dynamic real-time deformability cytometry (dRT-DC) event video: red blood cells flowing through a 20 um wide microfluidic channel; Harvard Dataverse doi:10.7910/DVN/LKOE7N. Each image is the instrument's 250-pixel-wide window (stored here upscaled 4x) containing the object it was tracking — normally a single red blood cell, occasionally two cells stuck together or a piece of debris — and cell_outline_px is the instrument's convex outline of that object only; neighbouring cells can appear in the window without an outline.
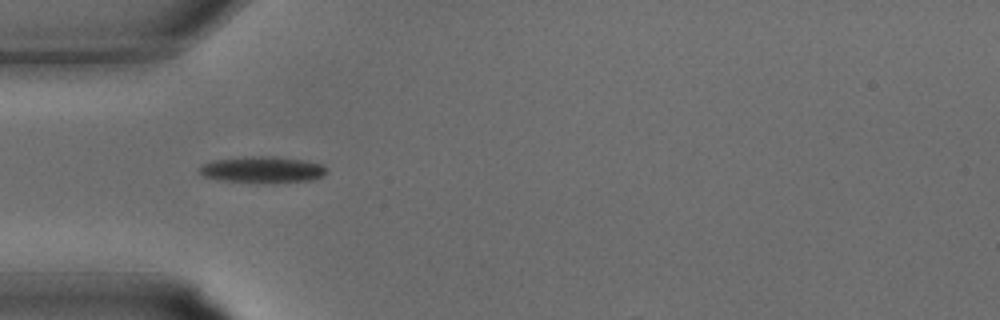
{"species": "common noctule bat (a hibernating species)", "species_latin": "Nyctalus noctula", "temperature_condition": "warm", "stored_images_in_passage": 3, "camera_frame_rate_fps": 3000, "um_per_image_px": 0.085, "animal": {"sex": "male", "body_mass_g": 15.6}, "frame": {"image": 1, "passage_image": 1, "time_ms": 0.0, "image_size_px": [1000, 320], "cell_outline_px": [[328, 172], [324, 176], [312, 180], [276, 184], [220, 180], [204, 176], [200, 172], [200, 164], [212, 160], [244, 156], [276, 156], [308, 160], [320, 164]], "centroid_in_image_um": [22.34, 14.42], "position_along_channel_um": 62.7, "area_um2": 20.11}}
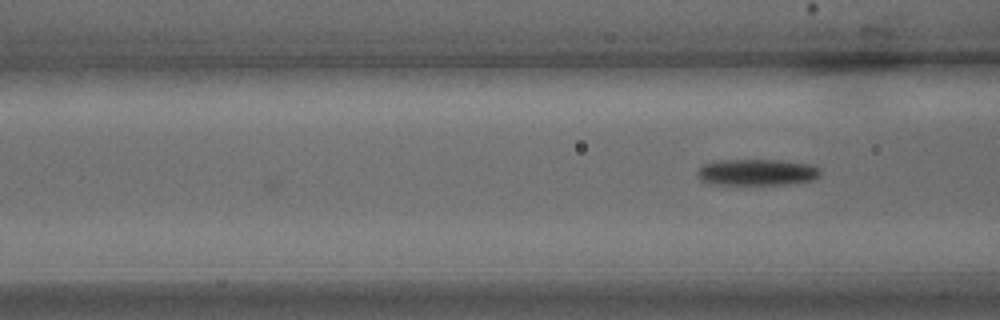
{"frame": {"image": 2, "passage_image": 3, "time_ms": 0.667, "image_size_px": [1000, 320], "cell_outline_px": [[820, 176], [812, 180], [788, 184], [716, 184], [700, 180], [696, 176], [696, 172], [704, 164], [720, 160], [776, 160], [812, 164], [820, 168]], "centroid_in_image_um": [64.35, 14.64], "position_along_channel_um": 102.2, "area_um2": 18.84}}